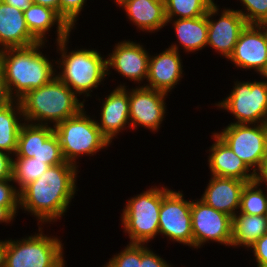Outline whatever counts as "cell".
Returning <instances> with one entry per match:
<instances>
[{
    "label": "cell",
    "mask_w": 267,
    "mask_h": 267,
    "mask_svg": "<svg viewBox=\"0 0 267 267\" xmlns=\"http://www.w3.org/2000/svg\"><path fill=\"white\" fill-rule=\"evenodd\" d=\"M215 143L211 146L209 168L212 176L235 178L241 181L252 182L255 173L231 150V148L216 134L213 135Z\"/></svg>",
    "instance_id": "20"
},
{
    "label": "cell",
    "mask_w": 267,
    "mask_h": 267,
    "mask_svg": "<svg viewBox=\"0 0 267 267\" xmlns=\"http://www.w3.org/2000/svg\"><path fill=\"white\" fill-rule=\"evenodd\" d=\"M231 94L221 103L238 120L235 124L267 123V81L238 82Z\"/></svg>",
    "instance_id": "8"
},
{
    "label": "cell",
    "mask_w": 267,
    "mask_h": 267,
    "mask_svg": "<svg viewBox=\"0 0 267 267\" xmlns=\"http://www.w3.org/2000/svg\"><path fill=\"white\" fill-rule=\"evenodd\" d=\"M192 201L184 200L181 192L164 187V198L160 207L159 233L173 241L193 246Z\"/></svg>",
    "instance_id": "11"
},
{
    "label": "cell",
    "mask_w": 267,
    "mask_h": 267,
    "mask_svg": "<svg viewBox=\"0 0 267 267\" xmlns=\"http://www.w3.org/2000/svg\"><path fill=\"white\" fill-rule=\"evenodd\" d=\"M167 23L174 16L178 19L195 18L207 14L209 8L214 4L213 0H164Z\"/></svg>",
    "instance_id": "27"
},
{
    "label": "cell",
    "mask_w": 267,
    "mask_h": 267,
    "mask_svg": "<svg viewBox=\"0 0 267 267\" xmlns=\"http://www.w3.org/2000/svg\"><path fill=\"white\" fill-rule=\"evenodd\" d=\"M74 91L55 76L49 83L38 89L28 91L19 99L22 117L25 121H37L47 125L48 121L56 126L67 118L76 116L83 108Z\"/></svg>",
    "instance_id": "3"
},
{
    "label": "cell",
    "mask_w": 267,
    "mask_h": 267,
    "mask_svg": "<svg viewBox=\"0 0 267 267\" xmlns=\"http://www.w3.org/2000/svg\"><path fill=\"white\" fill-rule=\"evenodd\" d=\"M63 245L58 238L43 235L2 242L1 267H64Z\"/></svg>",
    "instance_id": "4"
},
{
    "label": "cell",
    "mask_w": 267,
    "mask_h": 267,
    "mask_svg": "<svg viewBox=\"0 0 267 267\" xmlns=\"http://www.w3.org/2000/svg\"><path fill=\"white\" fill-rule=\"evenodd\" d=\"M14 217L6 207L0 206V222H6L8 224Z\"/></svg>",
    "instance_id": "41"
},
{
    "label": "cell",
    "mask_w": 267,
    "mask_h": 267,
    "mask_svg": "<svg viewBox=\"0 0 267 267\" xmlns=\"http://www.w3.org/2000/svg\"><path fill=\"white\" fill-rule=\"evenodd\" d=\"M174 20L173 25L181 46L186 51H198L207 45V14L195 18Z\"/></svg>",
    "instance_id": "25"
},
{
    "label": "cell",
    "mask_w": 267,
    "mask_h": 267,
    "mask_svg": "<svg viewBox=\"0 0 267 267\" xmlns=\"http://www.w3.org/2000/svg\"><path fill=\"white\" fill-rule=\"evenodd\" d=\"M84 110L83 108L76 116L67 118L54 126L64 160L73 165H76L77 156L94 155L110 144L98 128L96 121L92 120Z\"/></svg>",
    "instance_id": "6"
},
{
    "label": "cell",
    "mask_w": 267,
    "mask_h": 267,
    "mask_svg": "<svg viewBox=\"0 0 267 267\" xmlns=\"http://www.w3.org/2000/svg\"><path fill=\"white\" fill-rule=\"evenodd\" d=\"M258 173H255V181L260 185V183L264 182L267 185V153L264 157V160L258 169Z\"/></svg>",
    "instance_id": "38"
},
{
    "label": "cell",
    "mask_w": 267,
    "mask_h": 267,
    "mask_svg": "<svg viewBox=\"0 0 267 267\" xmlns=\"http://www.w3.org/2000/svg\"><path fill=\"white\" fill-rule=\"evenodd\" d=\"M17 113L23 115L19 100L0 109V150L9 154L16 153L18 135L23 124L19 122Z\"/></svg>",
    "instance_id": "26"
},
{
    "label": "cell",
    "mask_w": 267,
    "mask_h": 267,
    "mask_svg": "<svg viewBox=\"0 0 267 267\" xmlns=\"http://www.w3.org/2000/svg\"><path fill=\"white\" fill-rule=\"evenodd\" d=\"M43 44L38 42L27 47L4 49L1 73L14 100H19L28 91L49 83L56 76L54 65L39 50ZM13 90L15 97L12 95Z\"/></svg>",
    "instance_id": "2"
},
{
    "label": "cell",
    "mask_w": 267,
    "mask_h": 267,
    "mask_svg": "<svg viewBox=\"0 0 267 267\" xmlns=\"http://www.w3.org/2000/svg\"><path fill=\"white\" fill-rule=\"evenodd\" d=\"M251 248L257 261V267H267V233L259 238Z\"/></svg>",
    "instance_id": "35"
},
{
    "label": "cell",
    "mask_w": 267,
    "mask_h": 267,
    "mask_svg": "<svg viewBox=\"0 0 267 267\" xmlns=\"http://www.w3.org/2000/svg\"><path fill=\"white\" fill-rule=\"evenodd\" d=\"M259 25L264 29V32H265V34L267 36V21L266 22H263V23H261Z\"/></svg>",
    "instance_id": "42"
},
{
    "label": "cell",
    "mask_w": 267,
    "mask_h": 267,
    "mask_svg": "<svg viewBox=\"0 0 267 267\" xmlns=\"http://www.w3.org/2000/svg\"><path fill=\"white\" fill-rule=\"evenodd\" d=\"M258 186L261 185L255 180L245 184L241 192L239 214L267 216V194Z\"/></svg>",
    "instance_id": "29"
},
{
    "label": "cell",
    "mask_w": 267,
    "mask_h": 267,
    "mask_svg": "<svg viewBox=\"0 0 267 267\" xmlns=\"http://www.w3.org/2000/svg\"><path fill=\"white\" fill-rule=\"evenodd\" d=\"M247 9V13L237 10L247 24H261L267 21V0H241Z\"/></svg>",
    "instance_id": "31"
},
{
    "label": "cell",
    "mask_w": 267,
    "mask_h": 267,
    "mask_svg": "<svg viewBox=\"0 0 267 267\" xmlns=\"http://www.w3.org/2000/svg\"><path fill=\"white\" fill-rule=\"evenodd\" d=\"M85 0H59V16L73 29Z\"/></svg>",
    "instance_id": "33"
},
{
    "label": "cell",
    "mask_w": 267,
    "mask_h": 267,
    "mask_svg": "<svg viewBox=\"0 0 267 267\" xmlns=\"http://www.w3.org/2000/svg\"><path fill=\"white\" fill-rule=\"evenodd\" d=\"M2 242L3 241H0V267H1V249H2Z\"/></svg>",
    "instance_id": "45"
},
{
    "label": "cell",
    "mask_w": 267,
    "mask_h": 267,
    "mask_svg": "<svg viewBox=\"0 0 267 267\" xmlns=\"http://www.w3.org/2000/svg\"><path fill=\"white\" fill-rule=\"evenodd\" d=\"M0 48H1V47H0ZM3 51H4V49L1 48V49H0V74H1V67H2V55H3Z\"/></svg>",
    "instance_id": "43"
},
{
    "label": "cell",
    "mask_w": 267,
    "mask_h": 267,
    "mask_svg": "<svg viewBox=\"0 0 267 267\" xmlns=\"http://www.w3.org/2000/svg\"><path fill=\"white\" fill-rule=\"evenodd\" d=\"M23 123L17 142L16 157L35 158L49 166L65 162L54 127Z\"/></svg>",
    "instance_id": "10"
},
{
    "label": "cell",
    "mask_w": 267,
    "mask_h": 267,
    "mask_svg": "<svg viewBox=\"0 0 267 267\" xmlns=\"http://www.w3.org/2000/svg\"><path fill=\"white\" fill-rule=\"evenodd\" d=\"M178 46L168 49L149 58L147 84L145 87L164 93L170 92L182 77V64Z\"/></svg>",
    "instance_id": "17"
},
{
    "label": "cell",
    "mask_w": 267,
    "mask_h": 267,
    "mask_svg": "<svg viewBox=\"0 0 267 267\" xmlns=\"http://www.w3.org/2000/svg\"><path fill=\"white\" fill-rule=\"evenodd\" d=\"M164 188H150L126 203L122 224L130 243L145 244L159 234V215Z\"/></svg>",
    "instance_id": "7"
},
{
    "label": "cell",
    "mask_w": 267,
    "mask_h": 267,
    "mask_svg": "<svg viewBox=\"0 0 267 267\" xmlns=\"http://www.w3.org/2000/svg\"><path fill=\"white\" fill-rule=\"evenodd\" d=\"M76 168L66 161L49 166L38 179L20 191V207L43 223L60 218L76 191Z\"/></svg>",
    "instance_id": "1"
},
{
    "label": "cell",
    "mask_w": 267,
    "mask_h": 267,
    "mask_svg": "<svg viewBox=\"0 0 267 267\" xmlns=\"http://www.w3.org/2000/svg\"><path fill=\"white\" fill-rule=\"evenodd\" d=\"M231 123L216 133L253 172L257 173L267 153V125Z\"/></svg>",
    "instance_id": "9"
},
{
    "label": "cell",
    "mask_w": 267,
    "mask_h": 267,
    "mask_svg": "<svg viewBox=\"0 0 267 267\" xmlns=\"http://www.w3.org/2000/svg\"><path fill=\"white\" fill-rule=\"evenodd\" d=\"M15 101L9 93L5 80L2 73L0 74V109L6 107L10 103Z\"/></svg>",
    "instance_id": "37"
},
{
    "label": "cell",
    "mask_w": 267,
    "mask_h": 267,
    "mask_svg": "<svg viewBox=\"0 0 267 267\" xmlns=\"http://www.w3.org/2000/svg\"><path fill=\"white\" fill-rule=\"evenodd\" d=\"M261 75L265 78H267V66L266 68L264 69V71L261 73Z\"/></svg>",
    "instance_id": "44"
},
{
    "label": "cell",
    "mask_w": 267,
    "mask_h": 267,
    "mask_svg": "<svg viewBox=\"0 0 267 267\" xmlns=\"http://www.w3.org/2000/svg\"><path fill=\"white\" fill-rule=\"evenodd\" d=\"M25 22L31 35L38 41L44 43L46 32L57 23V42L69 37L72 30L65 21L51 8L32 3L23 12Z\"/></svg>",
    "instance_id": "23"
},
{
    "label": "cell",
    "mask_w": 267,
    "mask_h": 267,
    "mask_svg": "<svg viewBox=\"0 0 267 267\" xmlns=\"http://www.w3.org/2000/svg\"><path fill=\"white\" fill-rule=\"evenodd\" d=\"M267 233V216L236 214L232 218L231 246L251 248L255 242Z\"/></svg>",
    "instance_id": "24"
},
{
    "label": "cell",
    "mask_w": 267,
    "mask_h": 267,
    "mask_svg": "<svg viewBox=\"0 0 267 267\" xmlns=\"http://www.w3.org/2000/svg\"><path fill=\"white\" fill-rule=\"evenodd\" d=\"M123 0H115L117 4H120Z\"/></svg>",
    "instance_id": "46"
},
{
    "label": "cell",
    "mask_w": 267,
    "mask_h": 267,
    "mask_svg": "<svg viewBox=\"0 0 267 267\" xmlns=\"http://www.w3.org/2000/svg\"><path fill=\"white\" fill-rule=\"evenodd\" d=\"M167 94L145 85L129 91L130 128L142 125L156 131L165 117L164 100Z\"/></svg>",
    "instance_id": "14"
},
{
    "label": "cell",
    "mask_w": 267,
    "mask_h": 267,
    "mask_svg": "<svg viewBox=\"0 0 267 267\" xmlns=\"http://www.w3.org/2000/svg\"><path fill=\"white\" fill-rule=\"evenodd\" d=\"M1 1H3L8 5L16 7L17 9H20L23 12L26 11L33 3V0H1Z\"/></svg>",
    "instance_id": "39"
},
{
    "label": "cell",
    "mask_w": 267,
    "mask_h": 267,
    "mask_svg": "<svg viewBox=\"0 0 267 267\" xmlns=\"http://www.w3.org/2000/svg\"><path fill=\"white\" fill-rule=\"evenodd\" d=\"M101 120L96 121L102 134L112 142V139L123 130L129 119V92L125 86H118L102 104Z\"/></svg>",
    "instance_id": "19"
},
{
    "label": "cell",
    "mask_w": 267,
    "mask_h": 267,
    "mask_svg": "<svg viewBox=\"0 0 267 267\" xmlns=\"http://www.w3.org/2000/svg\"><path fill=\"white\" fill-rule=\"evenodd\" d=\"M33 3L51 8L59 15V0H33Z\"/></svg>",
    "instance_id": "40"
},
{
    "label": "cell",
    "mask_w": 267,
    "mask_h": 267,
    "mask_svg": "<svg viewBox=\"0 0 267 267\" xmlns=\"http://www.w3.org/2000/svg\"><path fill=\"white\" fill-rule=\"evenodd\" d=\"M120 5L130 21L143 31L153 32L167 24L164 0H123Z\"/></svg>",
    "instance_id": "22"
},
{
    "label": "cell",
    "mask_w": 267,
    "mask_h": 267,
    "mask_svg": "<svg viewBox=\"0 0 267 267\" xmlns=\"http://www.w3.org/2000/svg\"><path fill=\"white\" fill-rule=\"evenodd\" d=\"M38 43L27 28L24 13L0 0V47H27Z\"/></svg>",
    "instance_id": "21"
},
{
    "label": "cell",
    "mask_w": 267,
    "mask_h": 267,
    "mask_svg": "<svg viewBox=\"0 0 267 267\" xmlns=\"http://www.w3.org/2000/svg\"><path fill=\"white\" fill-rule=\"evenodd\" d=\"M218 7L214 3L207 12L208 34L207 45L216 49L227 59L233 53L241 31L247 23L237 10L225 9L218 21L210 18L217 14Z\"/></svg>",
    "instance_id": "13"
},
{
    "label": "cell",
    "mask_w": 267,
    "mask_h": 267,
    "mask_svg": "<svg viewBox=\"0 0 267 267\" xmlns=\"http://www.w3.org/2000/svg\"><path fill=\"white\" fill-rule=\"evenodd\" d=\"M141 244L129 243L124 250L109 260L104 267H140Z\"/></svg>",
    "instance_id": "30"
},
{
    "label": "cell",
    "mask_w": 267,
    "mask_h": 267,
    "mask_svg": "<svg viewBox=\"0 0 267 267\" xmlns=\"http://www.w3.org/2000/svg\"><path fill=\"white\" fill-rule=\"evenodd\" d=\"M12 159L9 153L0 150V181L12 178Z\"/></svg>",
    "instance_id": "36"
},
{
    "label": "cell",
    "mask_w": 267,
    "mask_h": 267,
    "mask_svg": "<svg viewBox=\"0 0 267 267\" xmlns=\"http://www.w3.org/2000/svg\"><path fill=\"white\" fill-rule=\"evenodd\" d=\"M229 59L238 67L262 73L267 66V36L257 24H247L241 31Z\"/></svg>",
    "instance_id": "15"
},
{
    "label": "cell",
    "mask_w": 267,
    "mask_h": 267,
    "mask_svg": "<svg viewBox=\"0 0 267 267\" xmlns=\"http://www.w3.org/2000/svg\"><path fill=\"white\" fill-rule=\"evenodd\" d=\"M142 45L123 41L115 46L107 60V69L114 68L123 77L133 81H142L148 76L149 57Z\"/></svg>",
    "instance_id": "16"
},
{
    "label": "cell",
    "mask_w": 267,
    "mask_h": 267,
    "mask_svg": "<svg viewBox=\"0 0 267 267\" xmlns=\"http://www.w3.org/2000/svg\"><path fill=\"white\" fill-rule=\"evenodd\" d=\"M193 247L209 240L231 246L232 217L215 210L199 199L191 205Z\"/></svg>",
    "instance_id": "12"
},
{
    "label": "cell",
    "mask_w": 267,
    "mask_h": 267,
    "mask_svg": "<svg viewBox=\"0 0 267 267\" xmlns=\"http://www.w3.org/2000/svg\"><path fill=\"white\" fill-rule=\"evenodd\" d=\"M11 181L12 178L0 181V206L6 207L15 216L20 206V192L8 183Z\"/></svg>",
    "instance_id": "32"
},
{
    "label": "cell",
    "mask_w": 267,
    "mask_h": 267,
    "mask_svg": "<svg viewBox=\"0 0 267 267\" xmlns=\"http://www.w3.org/2000/svg\"><path fill=\"white\" fill-rule=\"evenodd\" d=\"M12 159V179L18 183L19 192L29 183L38 179L49 165L33 158L16 157Z\"/></svg>",
    "instance_id": "28"
},
{
    "label": "cell",
    "mask_w": 267,
    "mask_h": 267,
    "mask_svg": "<svg viewBox=\"0 0 267 267\" xmlns=\"http://www.w3.org/2000/svg\"><path fill=\"white\" fill-rule=\"evenodd\" d=\"M68 39L66 37L57 42L62 53V61L59 64L63 70L56 76L76 95L85 93L90 96L87 92H92L91 89L98 87L105 76L110 74L107 69V60L103 59L97 50H73L67 55L65 47Z\"/></svg>",
    "instance_id": "5"
},
{
    "label": "cell",
    "mask_w": 267,
    "mask_h": 267,
    "mask_svg": "<svg viewBox=\"0 0 267 267\" xmlns=\"http://www.w3.org/2000/svg\"><path fill=\"white\" fill-rule=\"evenodd\" d=\"M246 183L235 178L212 176L200 200L233 218L236 209L240 208L241 192Z\"/></svg>",
    "instance_id": "18"
},
{
    "label": "cell",
    "mask_w": 267,
    "mask_h": 267,
    "mask_svg": "<svg viewBox=\"0 0 267 267\" xmlns=\"http://www.w3.org/2000/svg\"><path fill=\"white\" fill-rule=\"evenodd\" d=\"M141 244V265L140 267H170L164 259L153 253L149 248Z\"/></svg>",
    "instance_id": "34"
}]
</instances>
